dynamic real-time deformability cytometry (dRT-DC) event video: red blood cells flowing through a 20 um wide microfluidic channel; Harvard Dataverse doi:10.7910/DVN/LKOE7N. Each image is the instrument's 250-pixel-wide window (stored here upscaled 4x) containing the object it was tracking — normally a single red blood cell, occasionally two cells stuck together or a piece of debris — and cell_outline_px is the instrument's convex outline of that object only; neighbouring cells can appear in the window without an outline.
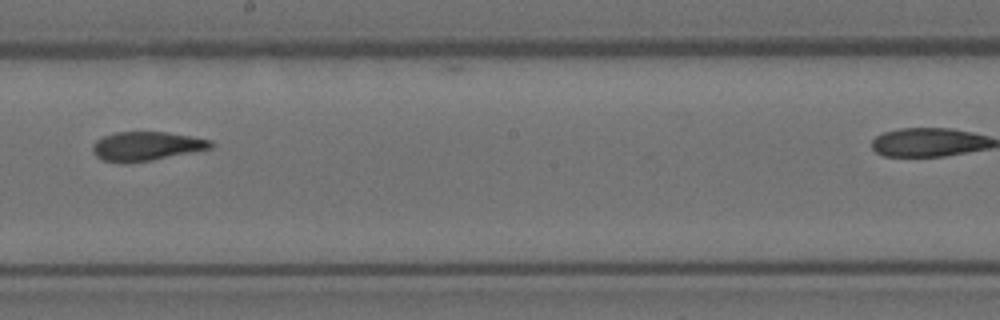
{"species": "Egyptian fruit bat (a non-hibernating species)", "species_latin": "Rousettus aegyptiacus", "temperature_condition": "room temperature", "stored_images_in_passage": 9, "segment_of_instrument_passage": [1, 2], "camera_frame_rate_fps": 3000, "um_per_image_px": 0.085, "animal": {"sex": "female"}, "frame": {"image": 1, "passage_image": 7, "time_ms": 2.0, "image_size_px": [1000, 320], "cell_outline_px": [[212, 148], [152, 160], [124, 164], [120, 164], [100, 160], [92, 152], [92, 148], [96, 140], [104, 136], [116, 132], [164, 132], [212, 140]], "centroid_in_image_um": [12.38, 12.45], "position_along_channel_um": 235.8, "area_um2": 20.0}}
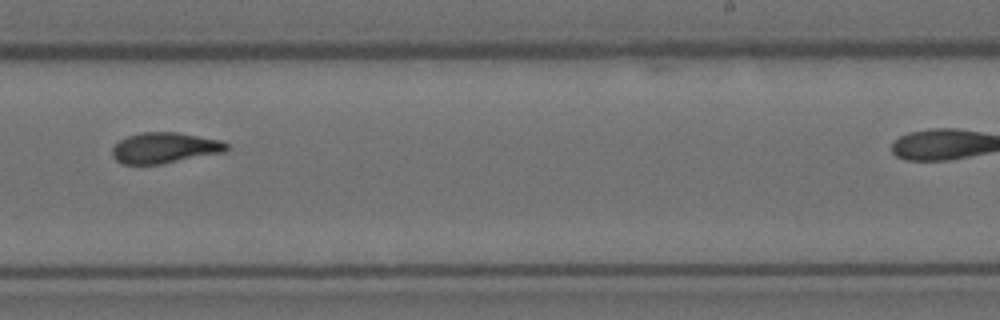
{"frame": {"image": 2, "passage_image": 8, "time_ms": 2.333, "image_size_px": [1000, 320], "cell_outline_px": [[228, 148], [224, 152], [160, 164], [124, 164], [116, 160], [112, 156], [112, 148], [120, 140], [128, 136], [140, 132], [176, 132], [220, 140], [228, 144]], "centroid_in_image_um": [13.97, 12.56], "position_along_channel_um": 275.0, "area_um2": 20.29}}